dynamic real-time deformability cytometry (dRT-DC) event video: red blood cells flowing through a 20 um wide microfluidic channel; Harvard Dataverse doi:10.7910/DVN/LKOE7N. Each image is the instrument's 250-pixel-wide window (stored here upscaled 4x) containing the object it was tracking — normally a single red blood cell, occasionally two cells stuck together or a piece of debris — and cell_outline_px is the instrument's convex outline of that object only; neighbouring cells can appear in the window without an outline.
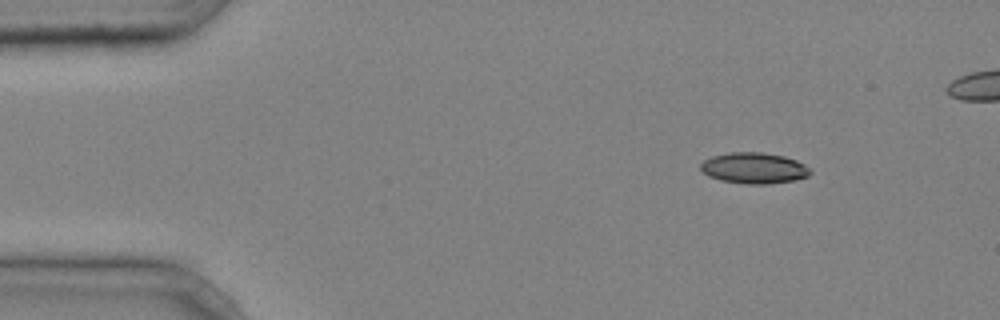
{"species": "common noctule bat (a hibernating species)", "species_latin": "Nyctalus noctula", "temperature_condition": "cold", "stored_images_in_passage": 39, "camera_frame_rate_fps": 3000, "um_per_image_px": 0.085, "animal": {"sex": "male", "body_mass_g": 20.4}, "frame": {"image": 1, "passage_image": 1, "time_ms": 0.0, "image_size_px": [1000, 320], "cell_outline_px": [[812, 172], [808, 176], [796, 180], [768, 184], [748, 184], [720, 180], [708, 176], [700, 168], [700, 164], [704, 160], [712, 156], [728, 152], [764, 152], [784, 156], [796, 160], [812, 168]], "centroid_in_image_um": [64.12, 14.28], "position_along_channel_um": 20.9, "area_um2": 20.0}}
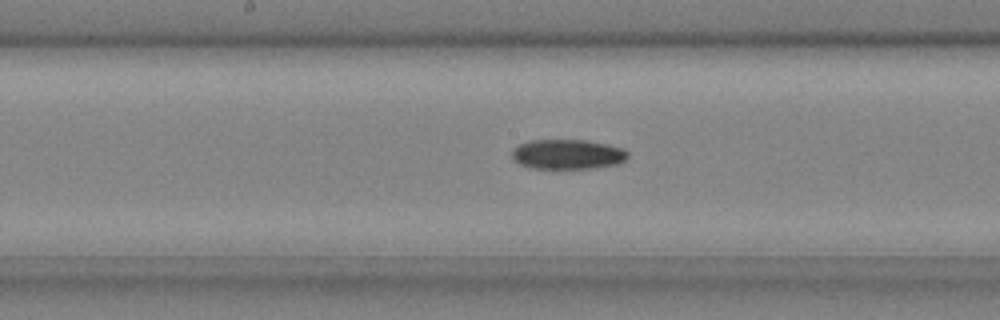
{"frame": {"image": 2, "passage_image": 19, "time_ms": 6.0, "image_size_px": [1000, 320], "cell_outline_px": [[628, 156], [624, 160], [616, 164], [592, 168], [532, 168], [520, 164], [512, 160], [512, 148], [528, 140], [584, 140], [624, 148], [628, 152]], "centroid_in_image_um": [48.2, 13.11], "position_along_channel_um": 200.0, "area_um2": 20.06}}
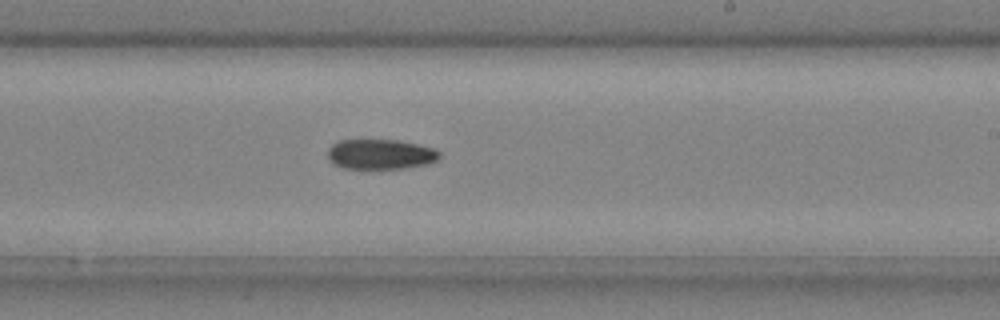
{"frame": {"image": 3, "passage_image": 23, "time_ms": 7.333, "image_size_px": [1000, 320], "cell_outline_px": [[440, 156], [436, 160], [428, 164], [404, 168], [344, 168], [332, 164], [328, 160], [328, 148], [332, 144], [340, 140], [396, 140], [416, 144], [432, 148], [440, 152]], "centroid_in_image_um": [32.3, 13.11], "position_along_channel_um": 256.7, "area_um2": 19.48}}